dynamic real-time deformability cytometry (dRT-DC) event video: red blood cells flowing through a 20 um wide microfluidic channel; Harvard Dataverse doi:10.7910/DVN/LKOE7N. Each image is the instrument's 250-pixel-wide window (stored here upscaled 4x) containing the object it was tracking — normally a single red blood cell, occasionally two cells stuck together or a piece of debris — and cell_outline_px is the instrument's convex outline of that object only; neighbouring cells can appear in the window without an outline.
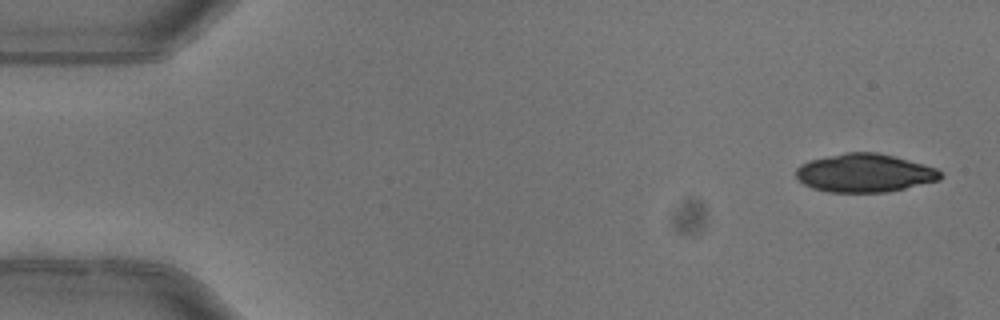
{"species": "common noctule bat (a hibernating species)", "species_latin": "Nyctalus noctula", "temperature_condition": "warm", "stored_images_in_passage": 6, "camera_frame_rate_fps": 3000, "um_per_image_px": 0.085, "animal": {"sex": "female"}, "frame": {"image": 1, "passage_image": 1, "time_ms": 0.0, "image_size_px": [1000, 320], "cell_outline_px": [[944, 176], [940, 180], [888, 192], [828, 192], [812, 188], [804, 184], [796, 176], [796, 168], [800, 164], [808, 160], [848, 152], [876, 152], [892, 156], [936, 168]], "centroid_in_image_um": [73.47, 14.71], "position_along_channel_um": 11.5, "area_um2": 32.14}}